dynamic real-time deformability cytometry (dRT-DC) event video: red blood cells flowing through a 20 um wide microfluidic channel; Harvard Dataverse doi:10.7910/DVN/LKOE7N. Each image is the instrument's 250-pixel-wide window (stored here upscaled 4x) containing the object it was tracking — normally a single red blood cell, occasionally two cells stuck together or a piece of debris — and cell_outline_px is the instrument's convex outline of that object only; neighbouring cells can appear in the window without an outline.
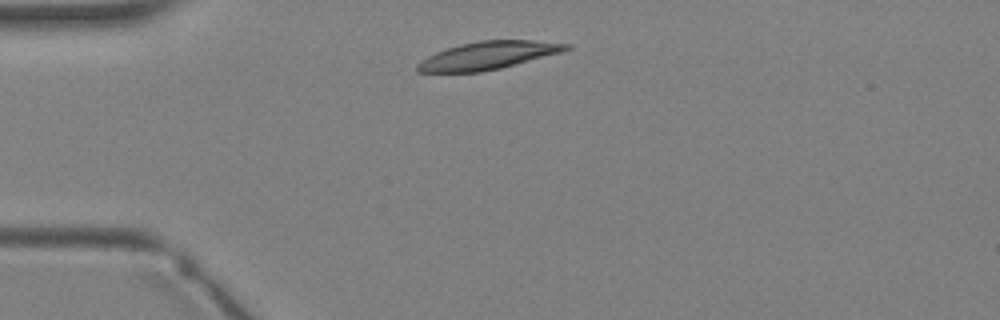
{"species": "Egyptian fruit bat (a non-hibernating species)", "species_latin": "Rousettus aegyptiacus", "temperature_condition": "warm", "stored_images_in_passage": 1, "camera_frame_rate_fps": 3000, "um_per_image_px": 0.085, "animal": {"sex": "female"}, "frame": {"image": 1, "passage_image": 1, "time_ms": 0.0, "image_size_px": [1000, 320], "cell_outline_px": [[572, 48], [560, 52], [500, 68], [480, 72], [416, 72], [416, 64], [420, 60], [436, 52], [460, 44], [480, 40], [532, 40], [572, 44]], "centroid_in_image_um": [41.45, 4.71], "position_along_channel_um": 43.5, "area_um2": 23.93}}